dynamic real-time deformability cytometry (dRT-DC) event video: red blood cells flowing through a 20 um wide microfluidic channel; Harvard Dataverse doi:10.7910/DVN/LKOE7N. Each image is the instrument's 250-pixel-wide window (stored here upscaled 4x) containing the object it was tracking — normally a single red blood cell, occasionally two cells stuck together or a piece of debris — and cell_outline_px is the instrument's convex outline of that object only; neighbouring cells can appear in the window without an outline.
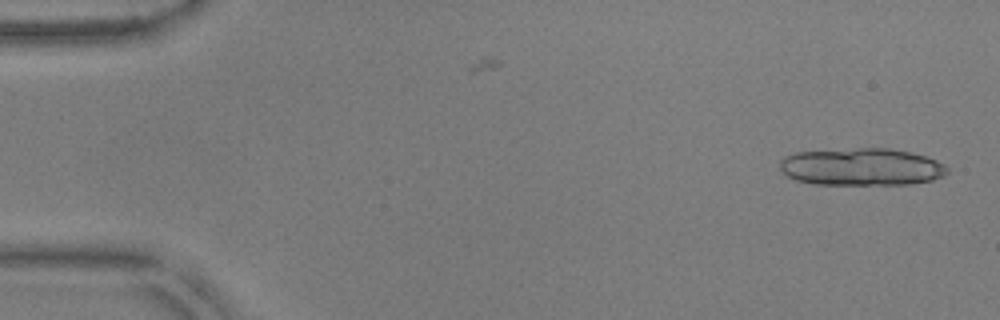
{"species": "common noctule bat (a hibernating species)", "species_latin": "Nyctalus noctula", "temperature_condition": "warm", "stored_images_in_passage": 36, "camera_frame_rate_fps": 3000, "um_per_image_px": 0.085, "animal": {"sex": "male", "body_mass_g": 17.9, "forearm_length_mm": 54.2}, "frame": {"image": 1, "passage_image": 1, "time_ms": 0.0, "image_size_px": [1000, 320], "cell_outline_px": [[948, 172], [944, 176], [932, 180], [908, 184], [816, 184], [796, 180], [788, 176], [780, 168], [780, 160], [784, 156], [796, 152], [856, 148], [888, 148], [908, 152], [924, 156], [936, 160], [944, 164], [948, 168]], "centroid_in_image_um": [73.23, 14.18], "position_along_channel_um": 11.8, "area_um2": 36.36}}